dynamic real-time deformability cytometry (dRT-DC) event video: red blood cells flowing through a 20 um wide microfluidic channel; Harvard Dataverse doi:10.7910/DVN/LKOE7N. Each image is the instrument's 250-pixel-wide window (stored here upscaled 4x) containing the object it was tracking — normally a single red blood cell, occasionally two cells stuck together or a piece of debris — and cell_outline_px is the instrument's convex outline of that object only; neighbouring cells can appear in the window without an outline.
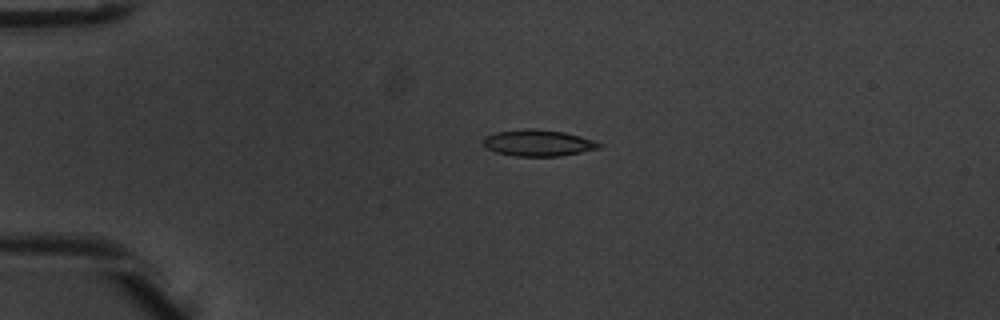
{"species": "common noctule bat (a hibernating species)", "species_latin": "Nyctalus noctula", "temperature_condition": "warm", "stored_images_in_passage": 4, "camera_frame_rate_fps": 3000, "um_per_image_px": 0.085, "animal": {"sex": "male", "body_mass_g": 20.1, "forearm_length_mm": 53.5}, "frame": {"image": 1, "passage_image": 3, "time_ms": 0.667, "image_size_px": [1000, 320], "cell_outline_px": [[604, 144], [600, 148], [560, 156], [516, 156], [496, 152], [488, 148], [484, 144], [484, 136], [496, 132], [528, 128], [532, 128], [564, 132], [596, 140]], "centroid_in_image_um": [45.79, 12.14], "position_along_channel_um": 39.2, "area_um2": 17.8}}